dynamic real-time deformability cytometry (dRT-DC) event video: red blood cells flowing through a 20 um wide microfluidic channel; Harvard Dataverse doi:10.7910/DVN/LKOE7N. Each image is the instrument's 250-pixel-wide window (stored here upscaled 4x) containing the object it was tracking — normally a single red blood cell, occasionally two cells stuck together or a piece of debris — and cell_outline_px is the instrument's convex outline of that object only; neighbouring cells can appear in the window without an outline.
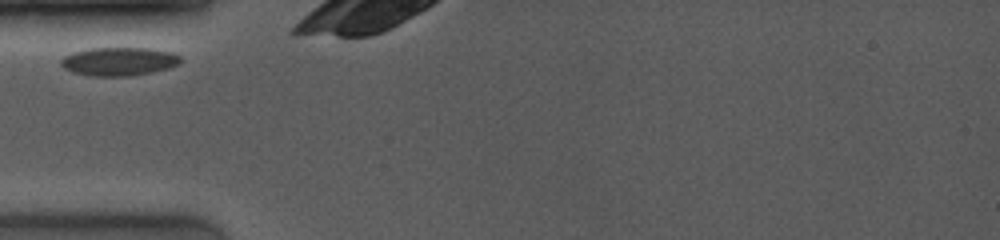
{"species": "common noctule bat (a hibernating species)", "species_latin": "Nyctalus noctula", "temperature_condition": "room temperature", "stored_images_in_passage": 24, "camera_frame_rate_fps": 4000, "um_per_image_px": 0.085, "animal": {"sex": "female", "body_mass_g": 19.0, "forearm_length_mm": 53.3}, "frame": {"image": 1, "passage_image": 1, "time_ms": 0.0, "image_size_px": [1000, 240], "cell_outline_px": [[180, 64], [168, 68], [152, 72], [132, 76], [88, 76], [72, 72], [64, 68], [60, 64], [60, 60], [64, 56], [72, 52], [92, 48], [148, 48], [172, 52], [180, 56]], "centroid_in_image_um": [10.09, 5.23], "position_along_channel_um": 74.9, "area_um2": 19.94}}